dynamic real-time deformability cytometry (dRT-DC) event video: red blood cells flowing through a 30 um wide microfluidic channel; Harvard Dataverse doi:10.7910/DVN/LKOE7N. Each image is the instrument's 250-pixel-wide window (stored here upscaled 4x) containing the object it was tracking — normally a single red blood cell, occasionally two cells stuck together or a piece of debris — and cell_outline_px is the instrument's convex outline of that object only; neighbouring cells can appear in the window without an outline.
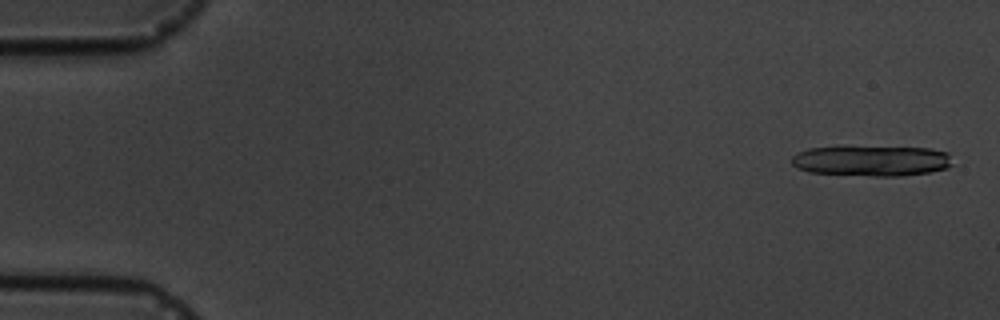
{"species": "common noctule bat (a hibernating species)", "species_latin": "Nyctalus noctula", "temperature_condition": "cold", "stored_images_in_passage": 6, "camera_frame_rate_fps": 3000, "um_per_image_px": 0.085, "animal": {"sex": "male", "body_mass_g": 19.5, "forearm_length_mm": 54.6}, "frame": {"image": 1, "passage_image": 1, "time_ms": 0.0, "image_size_px": [1000, 320], "cell_outline_px": [[956, 164], [948, 168], [928, 172], [904, 176], [872, 176], [808, 172], [796, 168], [792, 164], [792, 156], [796, 152], [808, 148], [836, 144], [844, 144], [932, 148], [948, 152]], "centroid_in_image_um": [74.07, 13.61], "position_along_channel_um": 10.9, "area_um2": 30.4}}
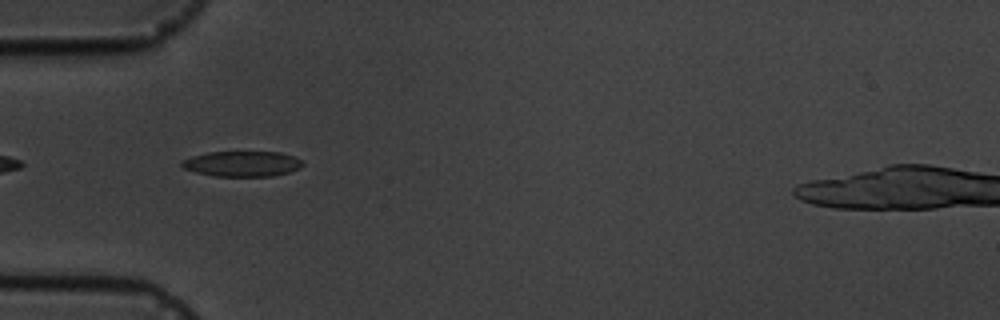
{"frame": {"image": 2, "passage_image": 5, "time_ms": 5.333, "image_size_px": [1000, 320], "cell_outline_px": [[304, 164], [300, 168], [288, 172], [272, 176], [216, 176], [196, 172], [184, 168], [180, 164], [180, 160], [192, 156], [208, 152], [280, 152], [304, 160]], "centroid_in_image_um": [20.59, 13.92], "position_along_channel_um": 64.4, "area_um2": 17.92}}
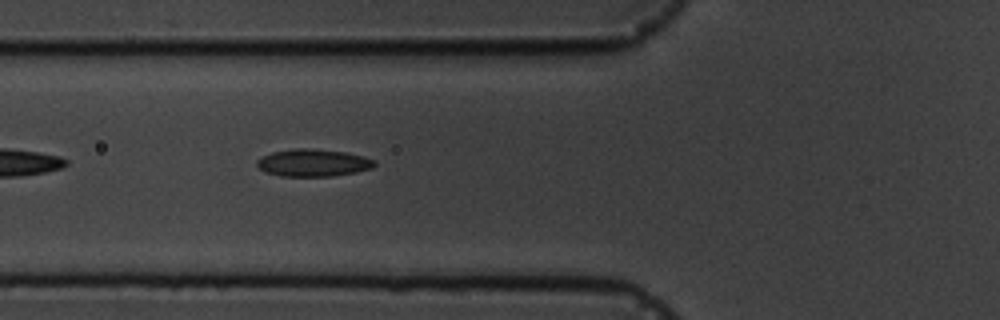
{"frame": {"image": 3, "passage_image": 6, "time_ms": 6.333, "image_size_px": [1000, 320], "cell_outline_px": [[376, 164], [372, 168], [356, 172], [332, 176], [280, 176], [264, 172], [256, 164], [256, 160], [260, 156], [272, 152], [296, 148], [312, 148], [344, 152], [360, 156], [372, 160]], "centroid_in_image_um": [26.54, 13.84], "position_along_channel_um": 99.3, "area_um2": 18.67}}